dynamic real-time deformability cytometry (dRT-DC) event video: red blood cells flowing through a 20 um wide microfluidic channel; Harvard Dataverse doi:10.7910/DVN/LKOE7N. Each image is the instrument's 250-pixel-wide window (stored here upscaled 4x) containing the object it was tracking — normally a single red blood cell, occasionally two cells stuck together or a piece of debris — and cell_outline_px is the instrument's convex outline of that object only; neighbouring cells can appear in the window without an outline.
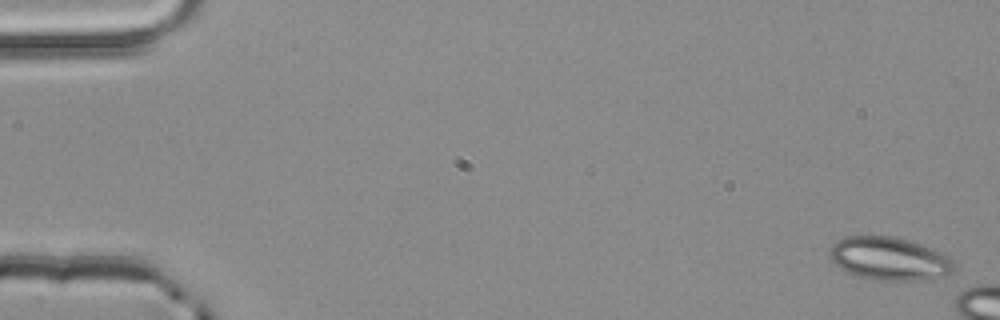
{"species": "common noctule bat (a hibernating species)", "species_latin": "Nyctalus noctula", "temperature_condition": "room temperature", "stored_images_in_passage": 3, "camera_frame_rate_fps": 3000, "um_per_image_px": 0.085, "animal": {"sex": "male", "body_mass_g": 20.4}, "frame": {"image": 1, "passage_image": 1, "time_ms": 0.0, "image_size_px": [1000, 320], "cell_outline_px": [[952, 272], [940, 276], [916, 280], [872, 280], [848, 272], [840, 268], [832, 260], [832, 244], [848, 236], [888, 236], [908, 240], [920, 244], [940, 252], [948, 256], [952, 260]], "centroid_in_image_um": [75.58, 21.98], "position_along_channel_um": 9.4, "area_um2": 30.4}}